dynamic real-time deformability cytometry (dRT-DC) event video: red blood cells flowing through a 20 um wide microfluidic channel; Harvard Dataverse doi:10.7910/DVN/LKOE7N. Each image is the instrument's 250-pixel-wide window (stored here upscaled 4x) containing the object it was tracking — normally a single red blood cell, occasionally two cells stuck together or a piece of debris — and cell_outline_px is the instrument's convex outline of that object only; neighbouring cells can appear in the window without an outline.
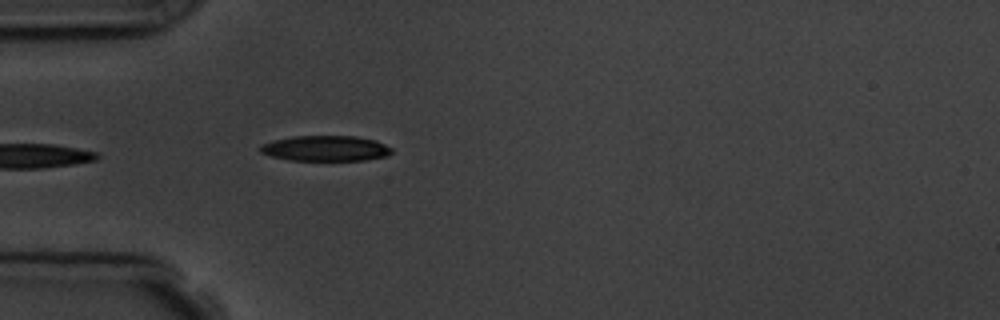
{"species": "common noctule bat (a hibernating species)", "species_latin": "Nyctalus noctula", "temperature_condition": "room temperature", "stored_images_in_passage": 3, "camera_frame_rate_fps": 3000, "um_per_image_px": 0.085, "animal": {"sex": "male", "body_mass_g": 19.5, "forearm_length_mm": 54.6}, "frame": {"image": 1, "passage_image": 3, "time_ms": 2.333, "image_size_px": [1000, 320], "cell_outline_px": [[392, 152], [388, 156], [364, 160], [288, 160], [272, 156], [260, 152], [260, 144], [272, 140], [292, 136], [356, 136], [376, 140], [392, 148]], "centroid_in_image_um": [27.67, 12.6], "position_along_channel_um": 57.3, "area_um2": 19.59}}